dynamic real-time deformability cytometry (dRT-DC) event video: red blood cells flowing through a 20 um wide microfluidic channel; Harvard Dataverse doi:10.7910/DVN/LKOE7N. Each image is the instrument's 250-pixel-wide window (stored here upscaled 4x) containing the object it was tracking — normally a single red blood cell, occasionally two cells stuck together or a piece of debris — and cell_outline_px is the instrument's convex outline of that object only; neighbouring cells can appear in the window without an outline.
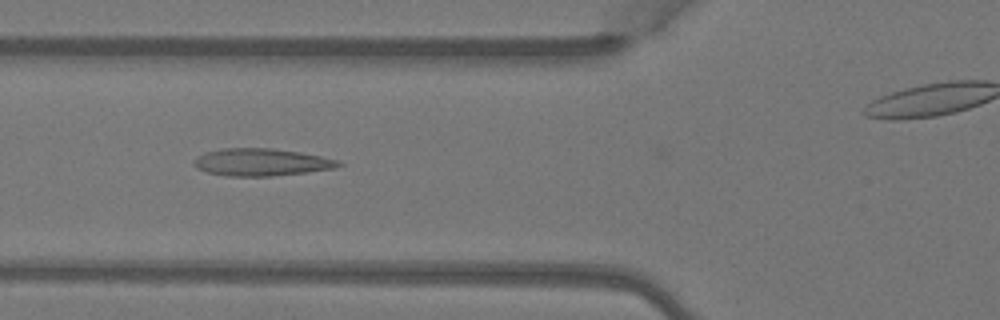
{"species": "Egyptian fruit bat (a non-hibernating species)", "species_latin": "Rousettus aegyptiacus", "temperature_condition": "warm", "stored_images_in_passage": 6, "camera_frame_rate_fps": 3000, "um_per_image_px": 0.085, "animal": {"sex": "female"}, "frame": {"image": 1, "passage_image": 4, "time_ms": 1.0, "image_size_px": [1000, 320], "cell_outline_px": [[344, 164], [336, 168], [308, 172], [272, 176], [228, 176], [208, 172], [196, 168], [192, 164], [192, 160], [196, 156], [204, 152], [224, 148], [272, 148], [300, 152], [340, 160]], "centroid_in_image_um": [22.2, 13.78], "position_along_channel_um": 103.6, "area_um2": 23.29}}
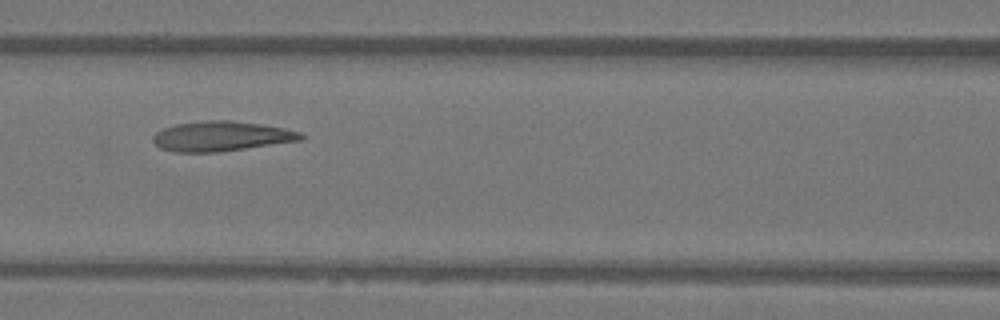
{"frame": {"image": 2, "passage_image": 6, "time_ms": 1.667, "image_size_px": [1000, 320], "cell_outline_px": [[304, 136], [300, 140], [220, 152], [172, 152], [160, 148], [152, 140], [152, 136], [156, 132], [164, 128], [176, 124], [208, 120], [228, 120], [260, 124], [284, 128], [300, 132]], "centroid_in_image_um": [18.77, 11.58], "position_along_channel_um": 147.8, "area_um2": 25.61}}